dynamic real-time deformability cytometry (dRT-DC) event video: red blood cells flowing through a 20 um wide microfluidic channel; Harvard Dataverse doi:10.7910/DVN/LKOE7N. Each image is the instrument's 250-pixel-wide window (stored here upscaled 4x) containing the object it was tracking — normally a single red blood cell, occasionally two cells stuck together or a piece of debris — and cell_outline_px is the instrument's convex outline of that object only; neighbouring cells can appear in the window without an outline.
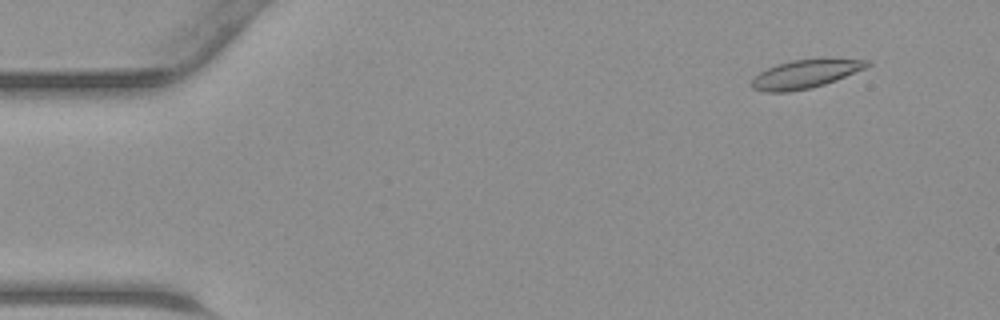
{"species": "common noctule bat (a hibernating species)", "species_latin": "Nyctalus noctula", "temperature_condition": "warm", "stored_images_in_passage": 42, "camera_frame_rate_fps": 3000, "um_per_image_px": 0.085, "animal": {"sex": "male", "body_mass_g": 23.1, "forearm_length_mm": 52.7}, "frame": {"image": 1, "passage_image": 4, "time_ms": 1.0, "image_size_px": [1000, 320], "cell_outline_px": [[872, 64], [864, 68], [836, 80], [812, 88], [788, 92], [764, 92], [752, 88], [752, 80], [760, 72], [776, 64], [792, 60], [824, 56], [868, 60]], "centroid_in_image_um": [68.5, 6.25], "position_along_channel_um": 16.5, "area_um2": 19.65}}
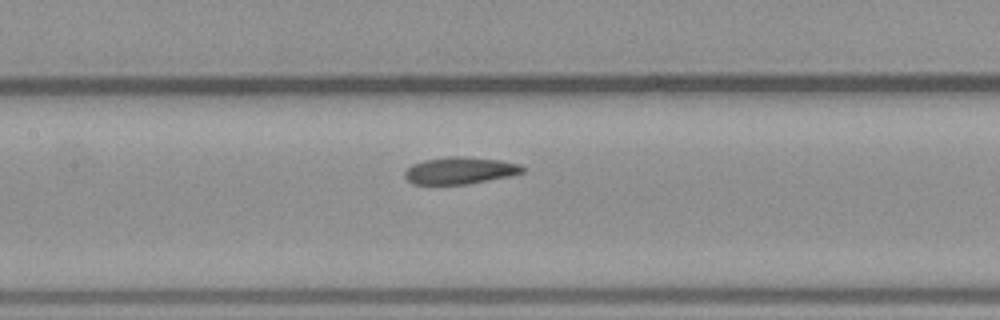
{"frame": {"image": 2, "passage_image": 21, "time_ms": 6.667, "image_size_px": [1000, 320], "cell_outline_px": [[528, 168], [524, 172], [508, 176], [468, 184], [412, 184], [404, 176], [404, 172], [412, 164], [424, 160], [452, 156], [464, 156], [500, 160], [520, 164]], "centroid_in_image_um": [39.12, 14.49], "position_along_channel_um": 168.3, "area_um2": 18.55}}
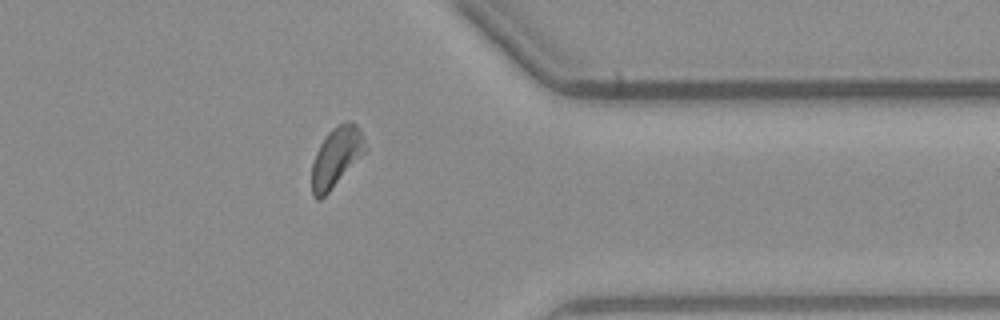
{"frame": {"image": 3, "passage_image": 36, "time_ms": 11.667, "image_size_px": [1000, 320], "cell_outline_px": [[368, 148], [328, 192], [320, 200], [316, 200], [312, 196], [312, 160], [320, 144], [328, 132], [332, 128], [344, 120], [348, 120], [356, 124], [360, 128]], "centroid_in_image_um": [28.58, 13.31], "position_along_channel_um": 382.8, "area_um2": 18.55}}